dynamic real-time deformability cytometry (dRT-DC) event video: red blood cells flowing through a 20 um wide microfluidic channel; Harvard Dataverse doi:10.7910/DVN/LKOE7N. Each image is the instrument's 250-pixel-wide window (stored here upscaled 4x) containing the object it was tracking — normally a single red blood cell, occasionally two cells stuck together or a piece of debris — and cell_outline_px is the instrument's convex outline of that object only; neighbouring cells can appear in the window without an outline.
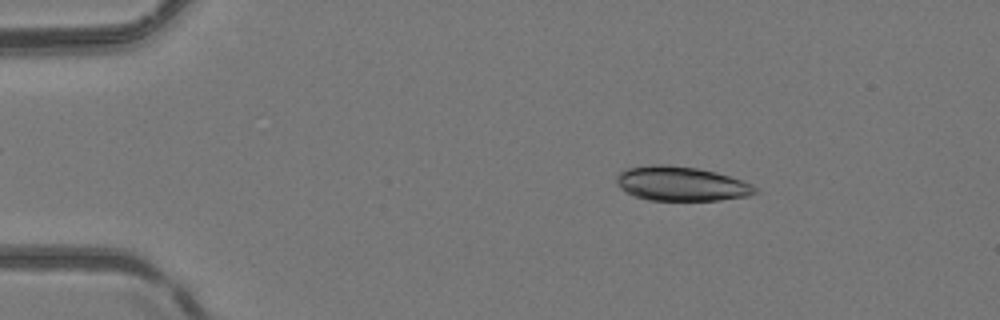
{"species": "common noctule bat (a hibernating species)", "species_latin": "Nyctalus noctula", "temperature_condition": "room temperature", "stored_images_in_passage": 50, "camera_frame_rate_fps": 3000, "um_per_image_px": 0.085, "animal": {"sex": "female", "body_mass_g": 24.6, "forearm_length_mm": 56.2}, "frame": {"image": 1, "passage_image": 8, "time_ms": 2.333, "image_size_px": [1000, 320], "cell_outline_px": [[760, 192], [748, 196], [720, 200], [648, 200], [636, 196], [620, 188], [616, 184], [616, 176], [620, 172], [628, 168], [652, 164], [668, 164], [696, 168], [716, 172], [752, 184]], "centroid_in_image_um": [57.9, 15.61], "position_along_channel_um": 27.1, "area_um2": 27.74}}
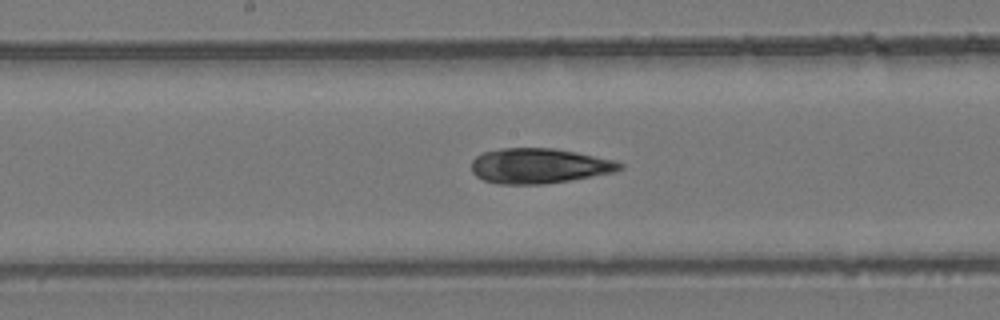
{"frame": {"image": 2, "passage_image": 26, "time_ms": 8.333, "image_size_px": [1000, 320], "cell_outline_px": [[624, 168], [616, 172], [544, 184], [496, 184], [484, 180], [476, 176], [472, 172], [472, 160], [476, 156], [484, 152], [500, 148], [556, 148], [616, 160], [624, 164]], "centroid_in_image_um": [45.84, 14.09], "position_along_channel_um": 202.4, "area_um2": 30.52}}
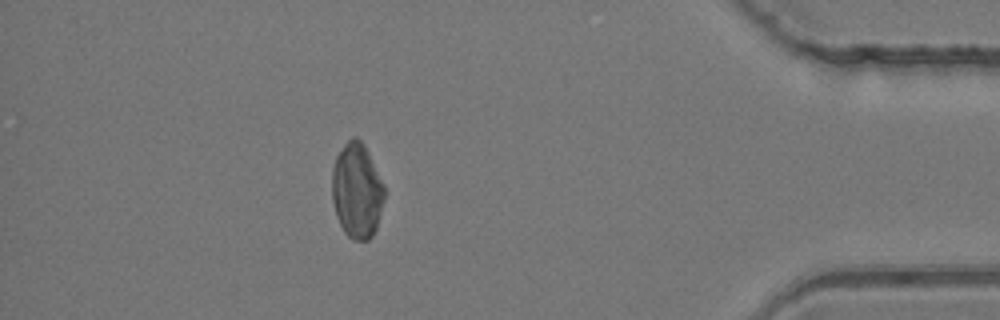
{"frame": {"image": 3, "passage_image": 44, "time_ms": 14.333, "image_size_px": [1000, 320], "cell_outline_px": [[384, 200], [376, 228], [372, 236], [368, 240], [352, 240], [344, 232], [336, 216], [332, 200], [332, 168], [336, 156], [344, 144], [352, 136], [356, 136], [364, 144], [384, 184]], "centroid_in_image_um": [30.33, 16.2], "position_along_channel_um": 404.9, "area_um2": 29.13}, "authors_computed_cell_mechanics": {"area_um2": 29.6803, "velocity_mm_per_s": 4.1509, "shape_relaxation_time_tau1_ms": null, "shape_relaxation_time_tau2_ms": 2.6523, "deformation_change_tau1": null, "deformation_change_tau2": 0.078}}